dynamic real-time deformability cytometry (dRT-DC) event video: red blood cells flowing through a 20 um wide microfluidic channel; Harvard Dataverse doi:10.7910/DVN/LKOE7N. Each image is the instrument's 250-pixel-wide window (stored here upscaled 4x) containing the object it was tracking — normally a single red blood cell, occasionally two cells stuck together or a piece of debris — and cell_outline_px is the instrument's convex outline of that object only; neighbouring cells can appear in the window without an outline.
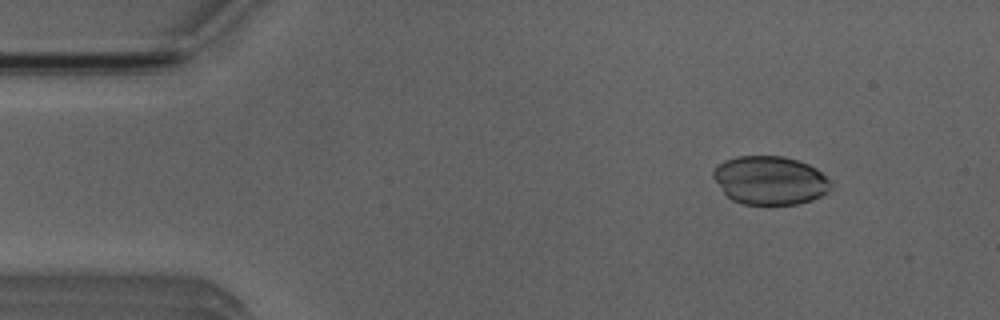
{"species": "Egyptian fruit bat (a non-hibernating species)", "species_latin": "Rousettus aegyptiacus", "temperature_condition": "room temperature", "stored_images_in_passage": 4, "camera_frame_rate_fps": 3000, "um_per_image_px": 0.085, "animal": {"sex": "male"}, "frame": {"image": 1, "passage_image": 2, "time_ms": 1.333, "image_size_px": [1000, 320], "cell_outline_px": [[832, 188], [828, 192], [812, 200], [796, 204], [744, 204], [732, 200], [724, 192], [712, 176], [712, 172], [724, 160], [736, 156], [784, 156], [808, 164], [816, 168], [828, 180]], "centroid_in_image_um": [65.44, 15.33], "position_along_channel_um": 19.6, "area_um2": 33.0}}